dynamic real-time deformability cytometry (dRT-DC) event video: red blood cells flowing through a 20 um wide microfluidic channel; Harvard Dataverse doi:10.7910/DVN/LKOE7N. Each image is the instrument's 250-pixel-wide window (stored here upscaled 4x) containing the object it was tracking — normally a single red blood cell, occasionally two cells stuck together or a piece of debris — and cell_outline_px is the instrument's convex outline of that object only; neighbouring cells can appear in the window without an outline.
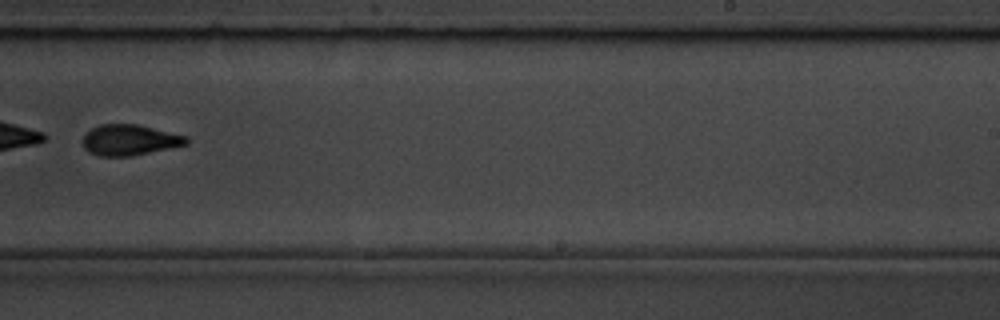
{"species": "common noctule bat (a hibernating species)", "species_latin": "Nyctalus noctula", "temperature_condition": "room temperature", "stored_images_in_passage": 13, "camera_frame_rate_fps": 3000, "um_per_image_px": 0.085, "animal": {"sex": "male", "body_mass_g": 19.5, "forearm_length_mm": 54.6}, "frame": {"image": 1, "passage_image": 8, "time_ms": 2.333, "image_size_px": [1000, 320], "cell_outline_px": [[188, 144], [132, 156], [100, 156], [88, 152], [84, 148], [84, 132], [100, 124], [136, 124], [188, 136]], "centroid_in_image_um": [11.0, 11.9], "position_along_channel_um": 278.0, "area_um2": 18.55}}